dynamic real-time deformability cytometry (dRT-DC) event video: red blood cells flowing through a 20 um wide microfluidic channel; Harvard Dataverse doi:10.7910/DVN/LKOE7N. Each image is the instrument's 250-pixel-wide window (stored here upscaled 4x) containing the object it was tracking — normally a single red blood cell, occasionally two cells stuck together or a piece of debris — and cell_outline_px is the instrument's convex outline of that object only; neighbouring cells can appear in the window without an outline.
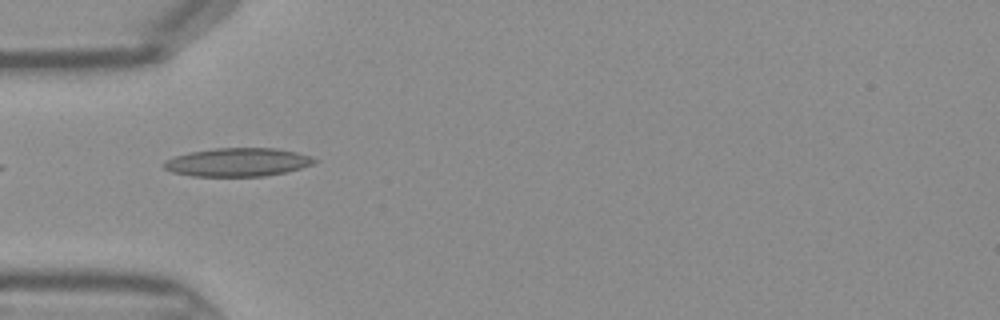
{"species": "Egyptian fruit bat (a non-hibernating species)", "species_latin": "Rousettus aegyptiacus", "temperature_condition": "warm", "stored_images_in_passage": 11, "camera_frame_rate_fps": 3000, "um_per_image_px": 0.085, "frame": {"image": 1, "passage_image": 1, "time_ms": 0.0, "image_size_px": [1000, 320], "cell_outline_px": [[320, 160], [312, 164], [300, 168], [284, 172], [264, 176], [192, 176], [172, 172], [164, 168], [160, 164], [164, 160], [176, 156], [192, 152], [216, 148], [272, 148], [296, 152]], "centroid_in_image_um": [20.16, 13.79], "position_along_channel_um": 64.8, "area_um2": 24.74}}
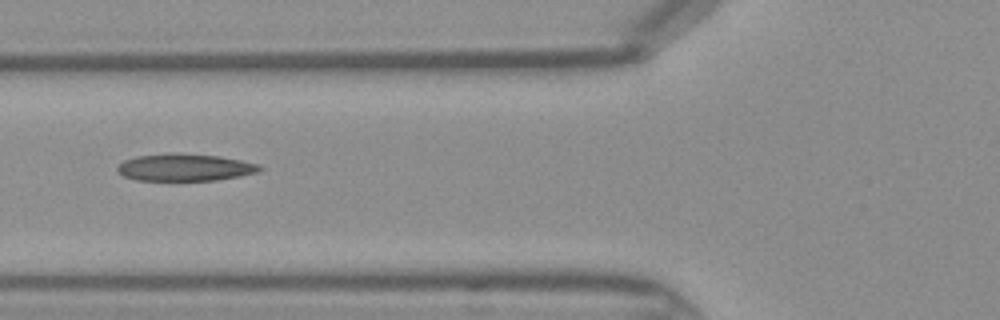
{"frame": {"image": 2, "passage_image": 4, "time_ms": 1.0, "image_size_px": [1000, 320], "cell_outline_px": [[264, 168], [260, 172], [240, 176], [216, 180], [136, 180], [124, 176], [116, 168], [124, 160], [136, 156], [172, 152], [176, 152], [220, 156], [260, 164]], "centroid_in_image_um": [15.76, 14.21], "position_along_channel_um": 110.0, "area_um2": 22.72}}
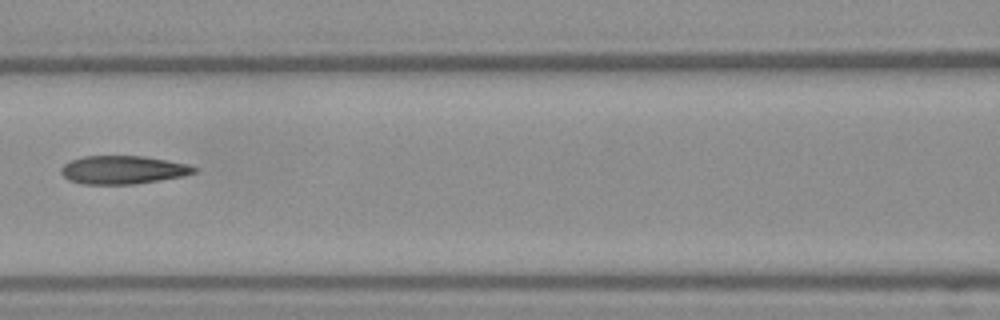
{"frame": {"image": 3, "passage_image": 7, "time_ms": 2.0, "image_size_px": [1000, 320], "cell_outline_px": [[200, 168], [196, 172], [184, 176], [160, 180], [132, 184], [84, 184], [68, 180], [60, 172], [60, 168], [64, 164], [72, 160], [84, 156], [144, 156], [168, 160], [188, 164]], "centroid_in_image_um": [10.48, 14.43], "position_along_channel_um": 156.1, "area_um2": 22.02}}